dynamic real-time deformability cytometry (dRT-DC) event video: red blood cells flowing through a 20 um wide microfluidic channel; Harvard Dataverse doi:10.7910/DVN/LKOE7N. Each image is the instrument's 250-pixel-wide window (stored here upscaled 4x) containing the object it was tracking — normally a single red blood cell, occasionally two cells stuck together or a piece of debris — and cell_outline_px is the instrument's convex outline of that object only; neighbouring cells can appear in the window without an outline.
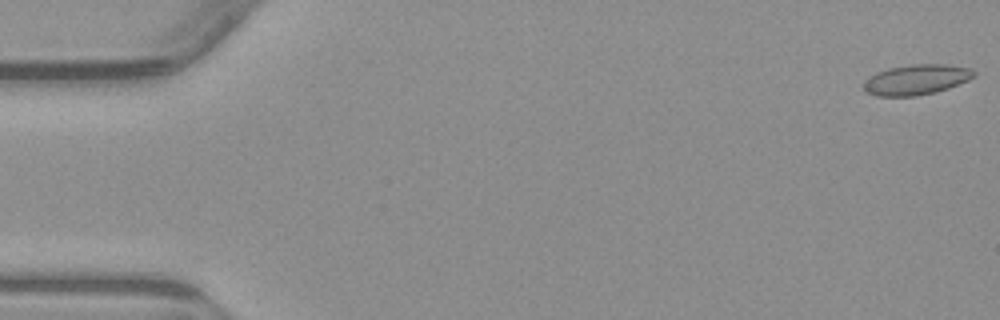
{"species": "common noctule bat (a hibernating species)", "species_latin": "Nyctalus noctula", "temperature_condition": "warm", "stored_images_in_passage": 5, "camera_frame_rate_fps": 3000, "um_per_image_px": 0.085, "animal": {"sex": "male", "body_mass_g": 23.1, "forearm_length_mm": 52.7}, "frame": {"image": 1, "passage_image": 1, "time_ms": 0.0, "image_size_px": [1000, 320], "cell_outline_px": [[976, 76], [968, 80], [948, 88], [936, 92], [916, 96], [876, 96], [864, 92], [864, 80], [868, 76], [876, 72], [888, 68], [912, 64], [944, 64], [972, 68], [976, 72]], "centroid_in_image_um": [77.87, 6.77], "position_along_channel_um": 7.1, "area_um2": 19.71}}
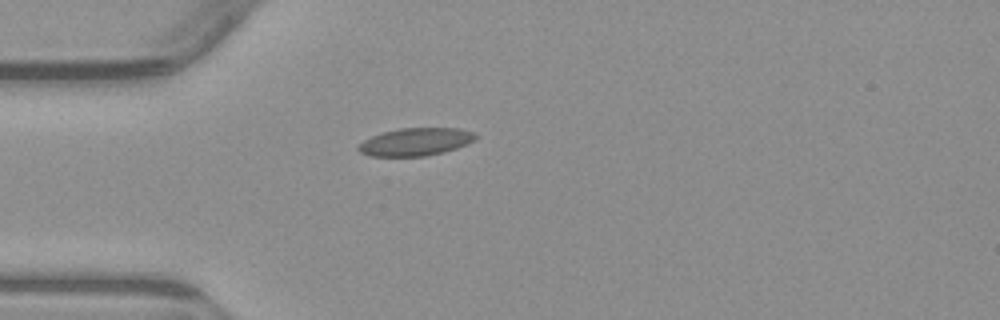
{"frame": {"image": 2, "passage_image": 5, "time_ms": 4.667, "image_size_px": [1000, 320], "cell_outline_px": [[480, 136], [476, 140], [468, 144], [444, 152], [424, 156], [368, 156], [360, 152], [356, 148], [364, 140], [380, 132], [400, 128], [460, 128], [476, 132]], "centroid_in_image_um": [35.37, 12.04], "position_along_channel_um": 49.6, "area_um2": 19.25}}